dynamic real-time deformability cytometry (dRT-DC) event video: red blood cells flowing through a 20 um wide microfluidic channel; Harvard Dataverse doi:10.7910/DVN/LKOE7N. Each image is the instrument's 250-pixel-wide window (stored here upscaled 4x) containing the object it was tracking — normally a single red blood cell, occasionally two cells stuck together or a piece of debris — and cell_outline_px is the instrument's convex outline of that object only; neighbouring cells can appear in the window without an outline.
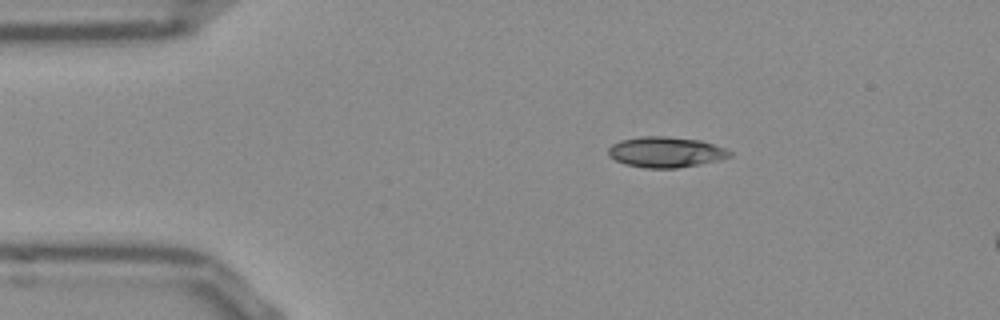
{"species": "Egyptian fruit bat (a non-hibernating species)", "species_latin": "Rousettus aegyptiacus", "temperature_condition": "room temperature", "stored_images_in_passage": 13, "camera_frame_rate_fps": 3000, "um_per_image_px": 0.085, "frame": {"image": 1, "passage_image": 8, "time_ms": 2.333, "image_size_px": [1000, 320], "cell_outline_px": [[732, 156], [720, 160], [676, 168], [644, 168], [624, 164], [608, 156], [608, 148], [612, 144], [620, 140], [640, 136], [668, 136], [700, 140], [724, 148], [732, 152]], "centroid_in_image_um": [56.56, 12.92], "position_along_channel_um": 28.4, "area_um2": 21.73}}